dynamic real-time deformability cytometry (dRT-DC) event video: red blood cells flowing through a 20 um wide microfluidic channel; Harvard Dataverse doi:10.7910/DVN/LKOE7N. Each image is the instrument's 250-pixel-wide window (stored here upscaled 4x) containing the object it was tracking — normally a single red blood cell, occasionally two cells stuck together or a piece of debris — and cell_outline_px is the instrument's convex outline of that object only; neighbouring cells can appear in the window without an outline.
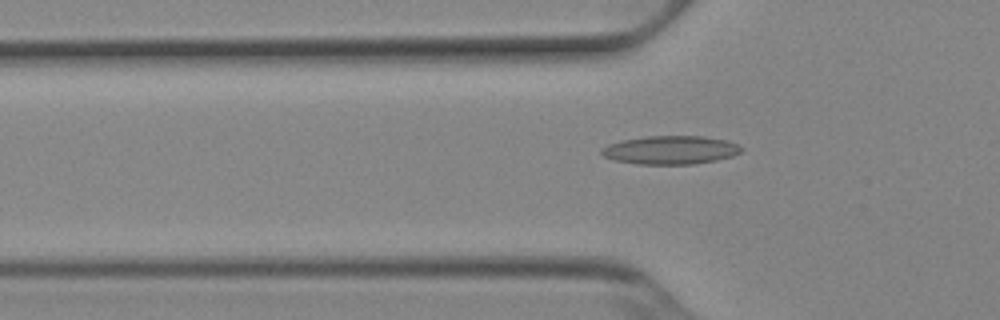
{"species": "Egyptian fruit bat (a non-hibernating species)", "species_latin": "Rousettus aegyptiacus", "temperature_condition": "cold", "stored_images_in_passage": 46, "segment_of_instrument_passage": [1, 2], "camera_frame_rate_fps": 3000, "um_per_image_px": 0.085, "animal": {"sex": "female"}, "frame": {"image": 1, "passage_image": 10, "time_ms": 3.0, "image_size_px": [1000, 320], "cell_outline_px": [[744, 148], [740, 152], [732, 156], [716, 160], [692, 164], [636, 164], [616, 160], [604, 156], [600, 152], [600, 148], [608, 144], [620, 140], [648, 136], [704, 136], [728, 140], [740, 144]], "centroid_in_image_um": [57.01, 12.74], "position_along_channel_um": 68.8, "area_um2": 23.35}}
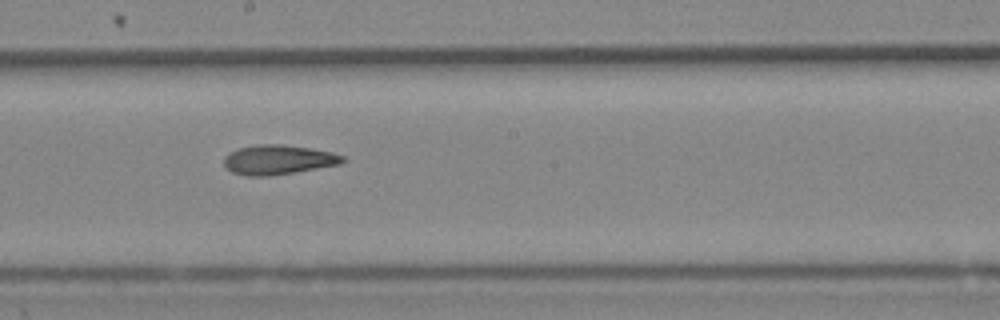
{"frame": {"image": 2, "passage_image": 22, "time_ms": 7.0, "image_size_px": [1000, 320], "cell_outline_px": [[344, 160], [340, 164], [296, 172], [268, 176], [244, 176], [232, 172], [224, 168], [224, 156], [228, 152], [236, 148], [256, 144], [280, 144], [308, 148], [332, 152], [344, 156]], "centroid_in_image_um": [23.57, 13.58], "position_along_channel_um": 224.6, "area_um2": 20.63}}
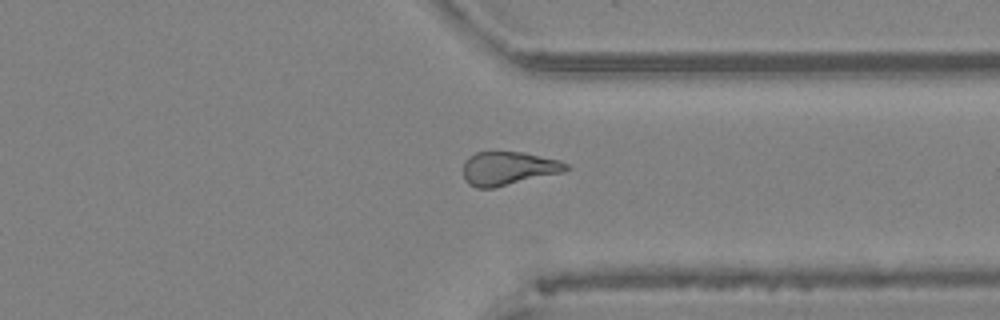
{"frame": {"image": 3, "passage_image": 33, "time_ms": 10.667, "image_size_px": [1000, 320], "cell_outline_px": [[572, 168], [564, 172], [496, 188], [476, 188], [468, 184], [464, 180], [464, 160], [468, 156], [476, 152], [524, 152], [560, 160], [568, 164]], "centroid_in_image_um": [43.23, 14.32], "position_along_channel_um": 368.2, "area_um2": 20.52}}